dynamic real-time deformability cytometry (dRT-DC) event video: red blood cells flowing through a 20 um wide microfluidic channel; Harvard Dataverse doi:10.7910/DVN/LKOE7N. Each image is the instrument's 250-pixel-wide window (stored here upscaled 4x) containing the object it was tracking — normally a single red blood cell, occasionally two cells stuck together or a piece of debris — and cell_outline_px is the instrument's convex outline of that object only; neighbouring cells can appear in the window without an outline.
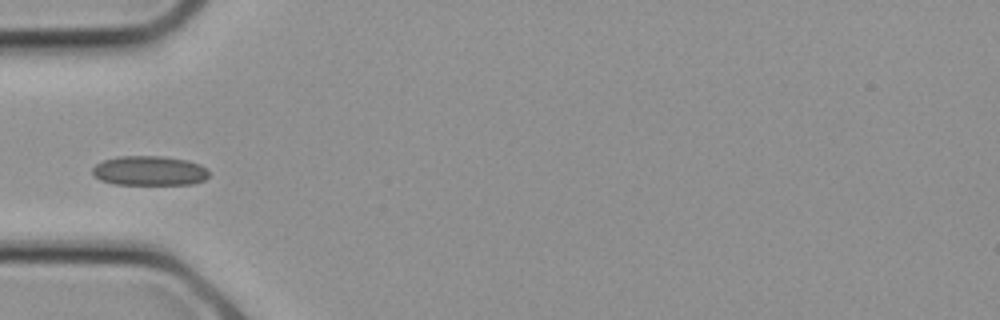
{"species": "common noctule bat (a hibernating species)", "species_latin": "Nyctalus noctula", "temperature_condition": "cold", "stored_images_in_passage": 6, "camera_frame_rate_fps": 3000, "um_per_image_px": 0.085, "animal": {"sex": "female", "body_mass_g": 21.9}, "frame": {"image": 1, "passage_image": 5, "time_ms": 1.333, "image_size_px": [1000, 320], "cell_outline_px": [[208, 176], [204, 180], [192, 184], [112, 184], [100, 180], [92, 176], [92, 168], [96, 164], [104, 160], [120, 156], [164, 156], [188, 160], [200, 164], [208, 168]], "centroid_in_image_um": [12.69, 14.51], "position_along_channel_um": 72.3, "area_um2": 20.29}}